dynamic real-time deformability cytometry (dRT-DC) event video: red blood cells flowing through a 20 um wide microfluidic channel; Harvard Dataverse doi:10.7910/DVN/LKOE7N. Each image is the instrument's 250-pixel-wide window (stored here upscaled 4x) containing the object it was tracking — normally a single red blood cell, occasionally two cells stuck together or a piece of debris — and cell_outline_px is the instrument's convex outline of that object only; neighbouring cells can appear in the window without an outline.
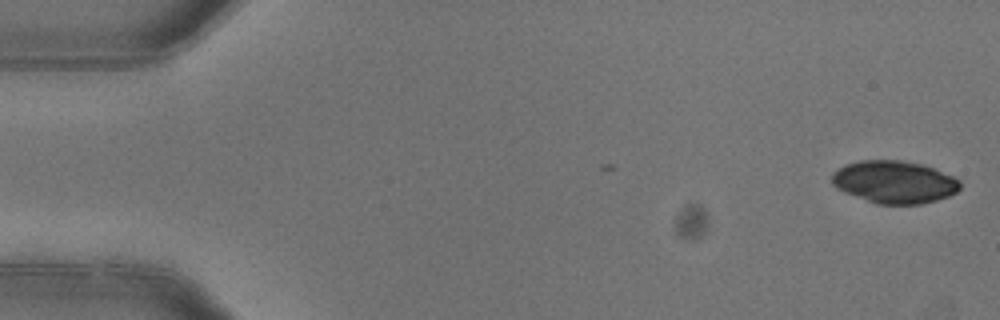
{"species": "common noctule bat (a hibernating species)", "species_latin": "Nyctalus noctula", "temperature_condition": "warm", "stored_images_in_passage": 2, "camera_frame_rate_fps": 3000, "um_per_image_px": 0.085, "animal": {"sex": "female"}, "frame": {"image": 1, "passage_image": 2, "time_ms": 0.333, "image_size_px": [1000, 320], "cell_outline_px": [[960, 188], [956, 192], [948, 196], [936, 200], [920, 204], [876, 204], [844, 192], [836, 188], [832, 184], [832, 172], [844, 164], [860, 160], [900, 160], [924, 164], [936, 168], [960, 180]], "centroid_in_image_um": [76.0, 15.46], "position_along_channel_um": 9.0, "area_um2": 32.02}}